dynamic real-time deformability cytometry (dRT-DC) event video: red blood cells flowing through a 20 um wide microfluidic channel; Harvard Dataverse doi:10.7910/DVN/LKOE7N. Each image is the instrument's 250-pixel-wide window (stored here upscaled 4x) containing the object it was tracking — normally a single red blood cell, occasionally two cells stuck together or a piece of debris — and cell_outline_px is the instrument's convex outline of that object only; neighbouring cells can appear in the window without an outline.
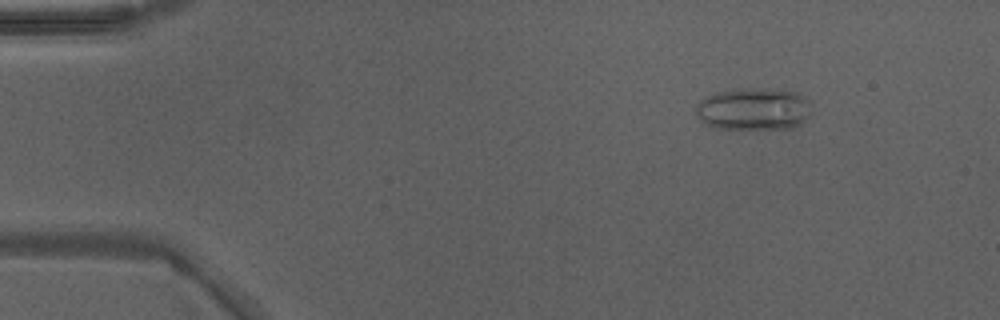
{"species": "Egyptian fruit bat (a non-hibernating species)", "species_latin": "Rousettus aegyptiacus", "temperature_condition": "warm", "stored_images_in_passage": 48, "camera_frame_rate_fps": 3000, "um_per_image_px": 0.085, "animal": {"sex": "male"}, "frame": {"image": 1, "passage_image": 6, "time_ms": 1.667, "image_size_px": [1000, 320], "cell_outline_px": [[812, 112], [800, 124], [792, 128], [716, 128], [704, 124], [696, 116], [696, 104], [700, 100], [716, 92], [732, 88], [776, 88], [800, 92], [808, 100]], "centroid_in_image_um": [64.06, 9.23], "position_along_channel_um": 20.9, "area_um2": 29.02}}
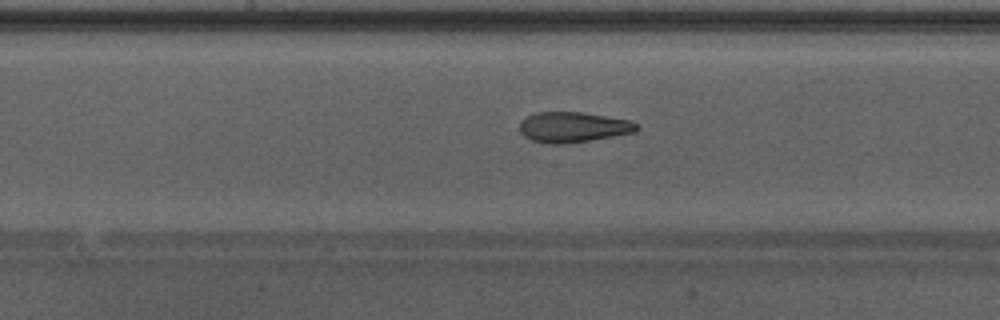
{"frame": {"image": 2, "passage_image": 25, "time_ms": 8.0, "image_size_px": [1000, 320], "cell_outline_px": [[640, 128], [636, 132], [568, 144], [548, 144], [532, 140], [524, 136], [520, 132], [520, 124], [528, 116], [536, 112], [580, 112], [632, 120], [640, 124]], "centroid_in_image_um": [48.77, 10.81], "position_along_channel_um": 199.4, "area_um2": 20.87}}
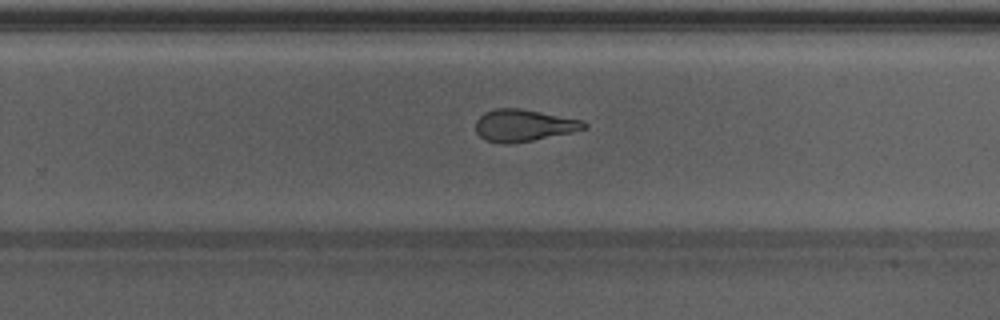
{"frame": {"image": 3, "passage_image": 31, "time_ms": 10.0, "image_size_px": [1000, 320], "cell_outline_px": [[588, 128], [572, 132], [532, 140], [508, 144], [500, 144], [484, 140], [476, 132], [476, 120], [484, 112], [496, 108], [520, 108], [580, 120], [588, 124]], "centroid_in_image_um": [44.47, 10.66], "position_along_channel_um": 285.3, "area_um2": 20.11}, "authors_computed_cell_mechanics": {"area_um2": 22.4553, "velocity_mm_per_s": 4.3051, "shape_relaxation_time_tau1_ms": null, "shape_relaxation_time_tau2_ms": 2.2638, "deformation_change_tau1": null, "deformation_change_tau2": 0.1128}}